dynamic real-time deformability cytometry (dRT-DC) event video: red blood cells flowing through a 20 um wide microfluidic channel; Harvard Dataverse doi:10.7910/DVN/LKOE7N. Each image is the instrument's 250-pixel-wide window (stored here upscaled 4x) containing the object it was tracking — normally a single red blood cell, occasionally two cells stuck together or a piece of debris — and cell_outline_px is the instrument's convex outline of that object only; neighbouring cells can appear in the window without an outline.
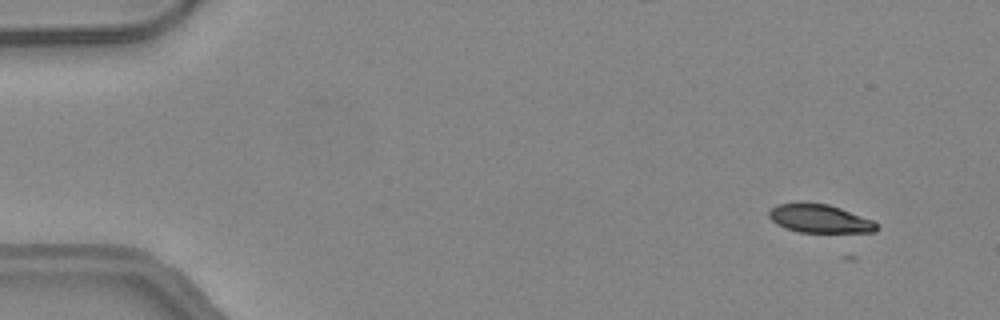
{"species": "common noctule bat (a hibernating species)", "species_latin": "Nyctalus noctula", "temperature_condition": "warm", "stored_images_in_passage": 31, "camera_frame_rate_fps": 3000, "um_per_image_px": 0.085, "animal": {"sex": "female", "body_mass_g": 24.6, "forearm_length_mm": 56.2}, "frame": {"image": 1, "passage_image": 1, "time_ms": 0.0, "image_size_px": [1000, 320], "cell_outline_px": [[880, 228], [876, 232], [800, 232], [784, 228], [776, 224], [768, 216], [768, 212], [776, 204], [828, 204], [840, 208], [872, 220], [880, 224]], "centroid_in_image_um": [69.71, 18.61], "position_along_channel_um": 15.3, "area_um2": 17.57}}
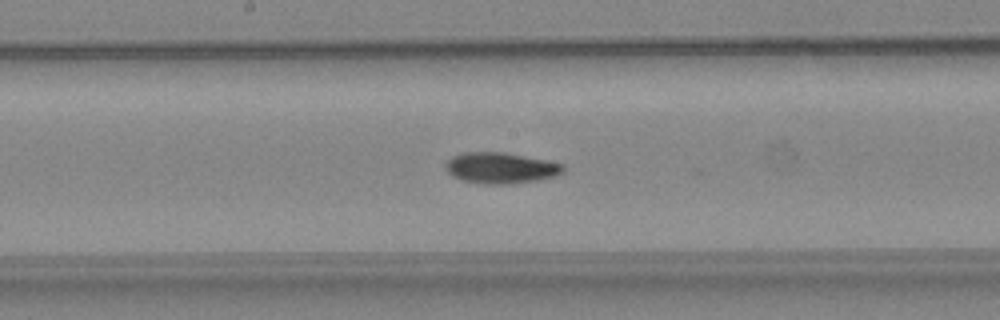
{"frame": {"image": 2, "passage_image": 23, "time_ms": 7.333, "image_size_px": [1000, 320], "cell_outline_px": [[564, 172], [556, 176], [536, 180], [512, 184], [480, 184], [460, 180], [452, 176], [444, 168], [444, 164], [452, 156], [464, 152], [500, 152], [544, 160], [564, 164]], "centroid_in_image_um": [42.51, 14.29], "position_along_channel_um": 205.7, "area_um2": 21.27}}
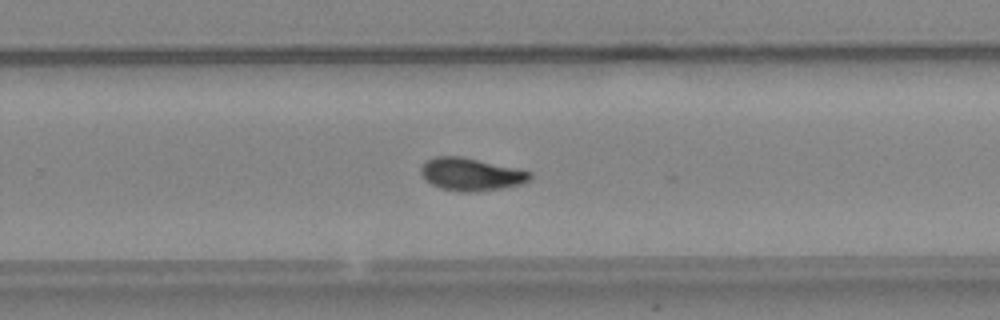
{"frame": {"image": 3, "passage_image": 29, "time_ms": 9.333, "image_size_px": [1000, 320], "cell_outline_px": [[532, 180], [520, 184], [500, 188], [476, 192], [460, 192], [440, 188], [424, 180], [420, 172], [420, 168], [424, 160], [436, 156], [460, 156], [516, 168], [532, 172]], "centroid_in_image_um": [40.0, 14.81], "position_along_channel_um": 289.8, "area_um2": 20.92}}